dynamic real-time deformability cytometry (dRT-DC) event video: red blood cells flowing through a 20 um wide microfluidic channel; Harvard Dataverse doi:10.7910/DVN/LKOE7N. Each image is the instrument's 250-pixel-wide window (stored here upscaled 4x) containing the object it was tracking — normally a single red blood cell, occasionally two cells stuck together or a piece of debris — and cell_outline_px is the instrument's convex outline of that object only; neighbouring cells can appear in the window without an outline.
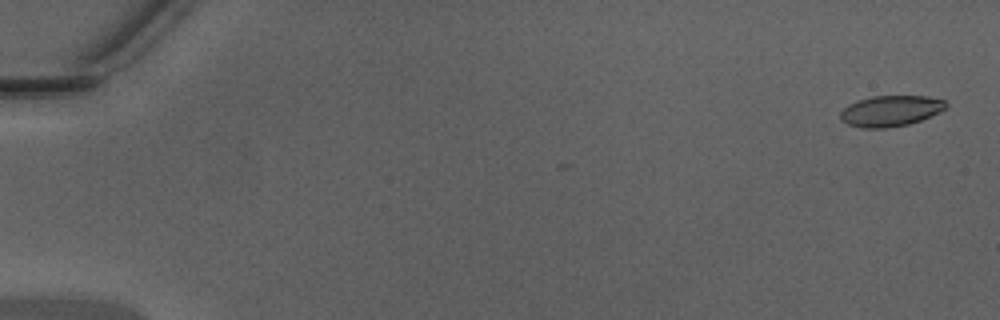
{"species": "Egyptian fruit bat (a non-hibernating species)", "species_latin": "Rousettus aegyptiacus", "temperature_condition": "warm", "stored_images_in_passage": 4, "camera_frame_rate_fps": 3000, "um_per_image_px": 0.085, "animal": {"sex": "male"}, "frame": {"image": 1, "passage_image": 2, "time_ms": 0.333, "image_size_px": [1000, 320], "cell_outline_px": [[948, 104], [940, 112], [920, 120], [908, 124], [884, 128], [860, 128], [848, 124], [840, 120], [840, 112], [848, 104], [856, 100], [872, 96], [928, 96], [944, 100]], "centroid_in_image_um": [75.67, 9.42], "position_along_channel_um": 9.3, "area_um2": 19.02}}